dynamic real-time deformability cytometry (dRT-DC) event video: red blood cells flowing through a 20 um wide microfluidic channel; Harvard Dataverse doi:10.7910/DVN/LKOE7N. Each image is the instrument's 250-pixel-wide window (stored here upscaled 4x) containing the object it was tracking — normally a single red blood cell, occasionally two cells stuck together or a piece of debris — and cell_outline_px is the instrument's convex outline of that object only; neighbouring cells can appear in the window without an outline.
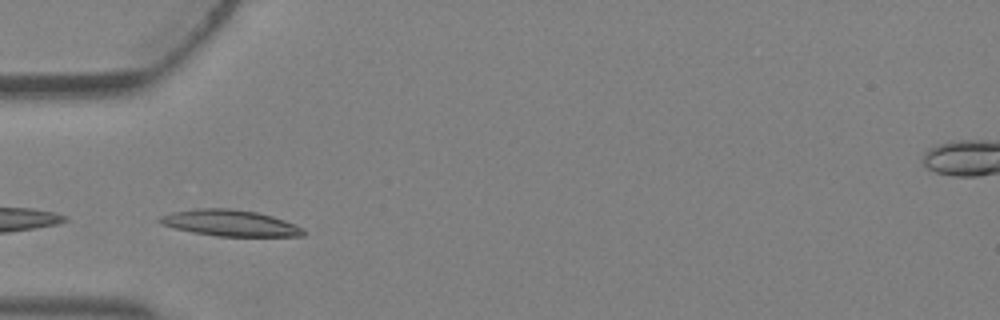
{"species": "Egyptian fruit bat (a non-hibernating species)", "species_latin": "Rousettus aegyptiacus", "temperature_condition": "warm", "stored_images_in_passage": 2, "camera_frame_rate_fps": 3000, "um_per_image_px": 0.085, "animal": {"sex": "female"}, "frame": {"image": 1, "passage_image": 2, "time_ms": 0.333, "image_size_px": [1000, 320], "cell_outline_px": [[304, 236], [216, 236], [192, 232], [160, 224], [156, 220], [160, 216], [172, 212], [196, 208], [232, 208], [256, 212], [272, 216], [284, 220], [304, 228]], "centroid_in_image_um": [19.53, 18.95], "position_along_channel_um": 65.5, "area_um2": 21.96}}